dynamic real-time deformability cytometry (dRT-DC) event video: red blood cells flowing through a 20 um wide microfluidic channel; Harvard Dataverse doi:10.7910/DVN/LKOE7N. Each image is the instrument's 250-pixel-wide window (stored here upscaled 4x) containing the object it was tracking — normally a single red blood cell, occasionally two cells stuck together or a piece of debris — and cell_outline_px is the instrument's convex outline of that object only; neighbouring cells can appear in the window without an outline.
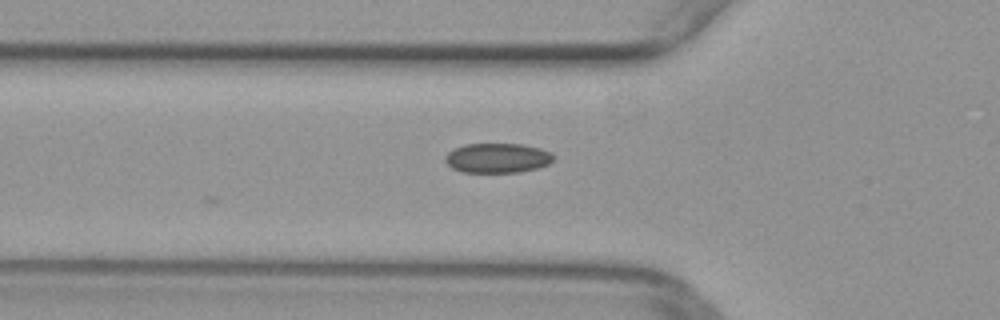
{"species": "common noctule bat (a hibernating species)", "species_latin": "Nyctalus noctula", "temperature_condition": "warm", "stored_images_in_passage": 3, "camera_frame_rate_fps": 3000, "um_per_image_px": 0.085, "animal": {"sex": "female", "body_mass_g": 29.2, "forearm_length_mm": 56.3}, "frame": {"image": 1, "passage_image": 3, "time_ms": 0.667, "image_size_px": [1000, 320], "cell_outline_px": [[556, 156], [548, 164], [536, 168], [520, 172], [464, 172], [452, 168], [444, 160], [444, 156], [448, 152], [464, 144], [524, 144], [540, 148], [552, 152]], "centroid_in_image_um": [42.3, 13.42], "position_along_channel_um": 83.5, "area_um2": 18.79}}